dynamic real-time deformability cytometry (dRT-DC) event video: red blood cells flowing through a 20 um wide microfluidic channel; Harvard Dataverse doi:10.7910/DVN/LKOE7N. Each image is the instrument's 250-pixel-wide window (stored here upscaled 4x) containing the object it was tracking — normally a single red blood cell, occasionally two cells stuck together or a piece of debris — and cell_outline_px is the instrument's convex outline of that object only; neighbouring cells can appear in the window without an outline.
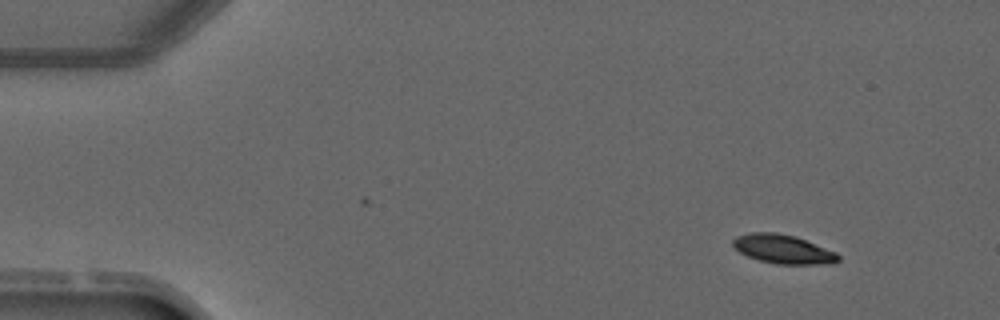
{"species": "common noctule bat (a hibernating species)", "species_latin": "Nyctalus noctula", "temperature_condition": "warm", "stored_images_in_passage": 3, "camera_frame_rate_fps": 3000, "um_per_image_px": 0.085, "animal": {"sex": "male", "forearm_length_mm": 52.5}, "frame": {"image": 1, "passage_image": 1, "time_ms": 0.0, "image_size_px": [1000, 320], "cell_outline_px": [[840, 260], [832, 264], [776, 264], [760, 260], [748, 256], [740, 252], [732, 244], [732, 240], [736, 236], [752, 232], [776, 232], [796, 236], [836, 252], [840, 256]], "centroid_in_image_um": [66.58, 21.17], "position_along_channel_um": 18.4, "area_um2": 17.8}}